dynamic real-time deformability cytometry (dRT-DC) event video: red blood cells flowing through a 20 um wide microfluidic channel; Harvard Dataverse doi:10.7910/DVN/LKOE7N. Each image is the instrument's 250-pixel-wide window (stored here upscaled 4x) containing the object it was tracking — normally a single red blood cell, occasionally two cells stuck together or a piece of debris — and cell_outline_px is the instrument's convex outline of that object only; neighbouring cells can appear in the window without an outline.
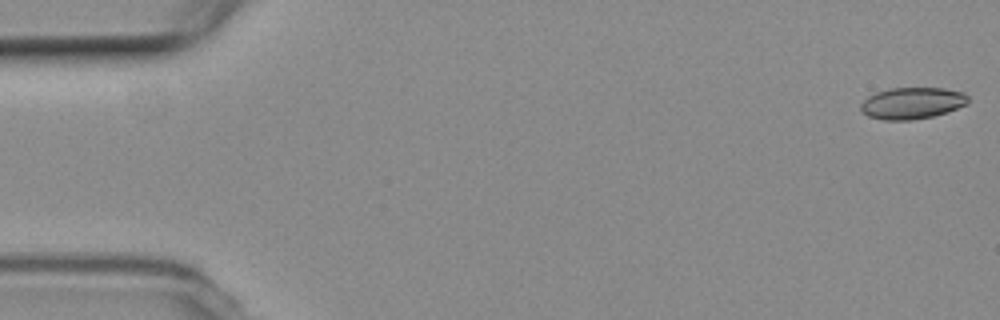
{"species": "common noctule bat (a hibernating species)", "species_latin": "Nyctalus noctula", "temperature_condition": "room temperature", "stored_images_in_passage": 58, "camera_frame_rate_fps": 3000, "um_per_image_px": 0.085, "animal": {"sex": "female", "body_mass_g": 19.3, "forearm_length_mm": 54.1}, "frame": {"image": 1, "passage_image": 1, "time_ms": 0.0, "image_size_px": [1000, 320], "cell_outline_px": [[968, 104], [932, 116], [912, 120], [884, 120], [868, 116], [860, 112], [860, 104], [868, 96], [876, 92], [892, 88], [944, 88], [964, 92], [968, 96]], "centroid_in_image_um": [77.5, 8.76], "position_along_channel_um": 7.5, "area_um2": 19.77}}
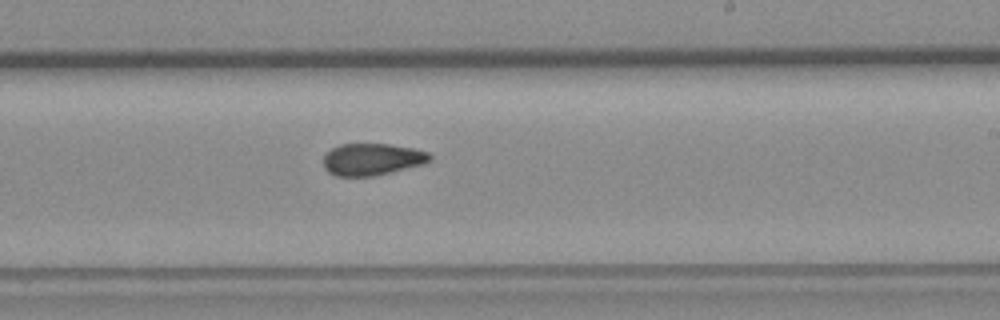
{"frame": {"image": 2, "passage_image": 34, "time_ms": 11.0, "image_size_px": [1000, 320], "cell_outline_px": [[432, 160], [424, 164], [372, 176], [336, 176], [328, 172], [324, 168], [324, 156], [332, 148], [340, 144], [388, 144], [412, 148], [428, 152], [432, 156]], "centroid_in_image_um": [31.63, 13.54], "position_along_channel_um": 257.4, "area_um2": 19.71}}
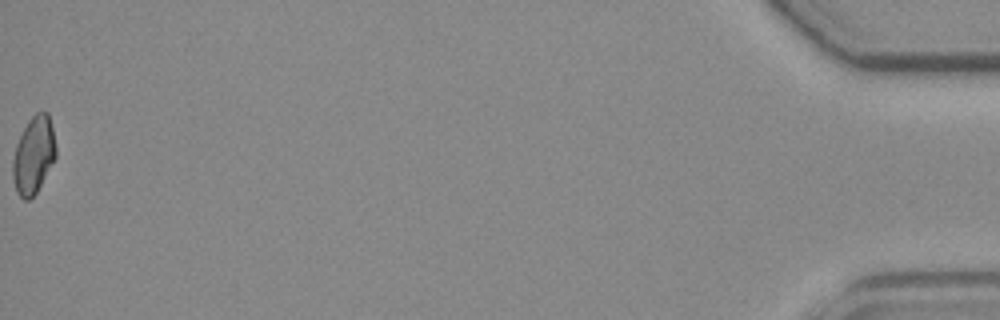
{"frame": {"image": 3, "passage_image": 58, "time_ms": 19.0, "image_size_px": [1000, 320], "cell_outline_px": [[56, 156], [36, 192], [28, 200], [24, 200], [16, 192], [12, 176], [12, 160], [16, 144], [28, 120], [36, 112], [48, 112], [52, 128], [56, 148]], "centroid_in_image_um": [2.83, 13.18], "position_along_channel_um": 432.4, "area_um2": 19.19}, "authors_computed_cell_mechanics": {"area_um2": 20.1433, "velocity_mm_per_s": 3.5536, "shape_relaxation_time_tau1_ms": null, "shape_relaxation_time_tau2_ms": 5.2431, "deformation_change_tau1": null, "deformation_change_tau2": 0.0998}}